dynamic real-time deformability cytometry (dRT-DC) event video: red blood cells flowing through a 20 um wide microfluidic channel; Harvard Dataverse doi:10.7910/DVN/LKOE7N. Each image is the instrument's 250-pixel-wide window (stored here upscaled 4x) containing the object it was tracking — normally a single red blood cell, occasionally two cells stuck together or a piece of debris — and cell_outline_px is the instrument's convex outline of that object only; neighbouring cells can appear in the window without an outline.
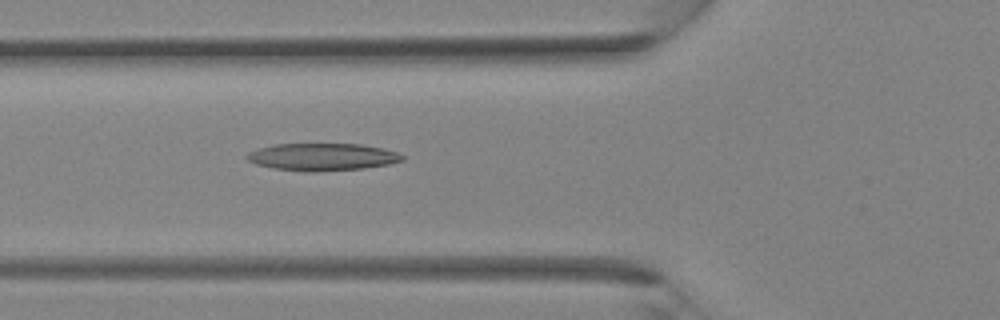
{"species": "Egyptian fruit bat (a non-hibernating species)", "species_latin": "Rousettus aegyptiacus", "temperature_condition": "room temperature", "stored_images_in_passage": 34, "camera_frame_rate_fps": 3000, "um_per_image_px": 0.085, "animal": {"sex": "female"}, "frame": {"image": 1, "passage_image": 13, "time_ms": 4.0, "image_size_px": [1000, 320], "cell_outline_px": [[404, 160], [388, 164], [364, 168], [312, 172], [308, 172], [272, 168], [256, 164], [248, 160], [244, 156], [248, 152], [256, 148], [276, 144], [360, 144], [384, 148], [396, 152], [404, 156]], "centroid_in_image_um": [27.36, 13.33], "position_along_channel_um": 98.4, "area_um2": 24.85}}
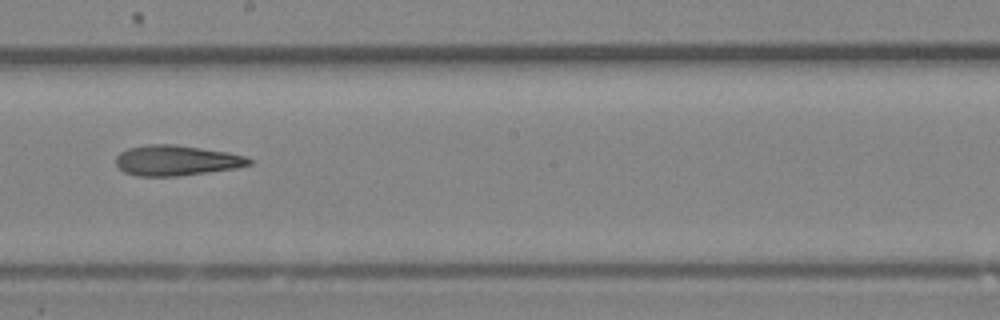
{"frame": {"image": 2, "passage_image": 20, "time_ms": 6.333, "image_size_px": [1000, 320], "cell_outline_px": [[252, 164], [236, 168], [180, 176], [136, 176], [124, 172], [116, 164], [116, 156], [120, 152], [128, 148], [148, 144], [176, 144], [228, 152], [244, 156], [252, 160]], "centroid_in_image_um": [14.98, 13.63], "position_along_channel_um": 233.2, "area_um2": 23.64}}
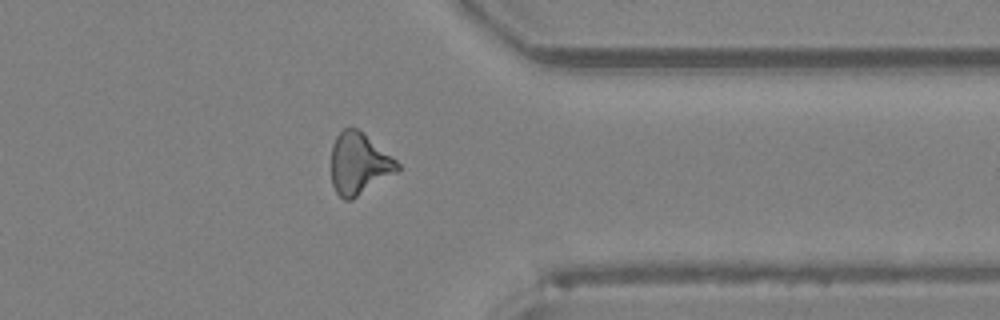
{"frame": {"image": 3, "passage_image": 28, "time_ms": 9.0, "image_size_px": [1000, 320], "cell_outline_px": [[400, 168], [396, 172], [352, 200], [344, 200], [336, 192], [332, 184], [332, 144], [336, 136], [344, 128], [356, 128], [364, 132], [392, 156], [400, 164]], "centroid_in_image_um": [30.51, 13.9], "position_along_channel_um": 380.9, "area_um2": 23.7}}